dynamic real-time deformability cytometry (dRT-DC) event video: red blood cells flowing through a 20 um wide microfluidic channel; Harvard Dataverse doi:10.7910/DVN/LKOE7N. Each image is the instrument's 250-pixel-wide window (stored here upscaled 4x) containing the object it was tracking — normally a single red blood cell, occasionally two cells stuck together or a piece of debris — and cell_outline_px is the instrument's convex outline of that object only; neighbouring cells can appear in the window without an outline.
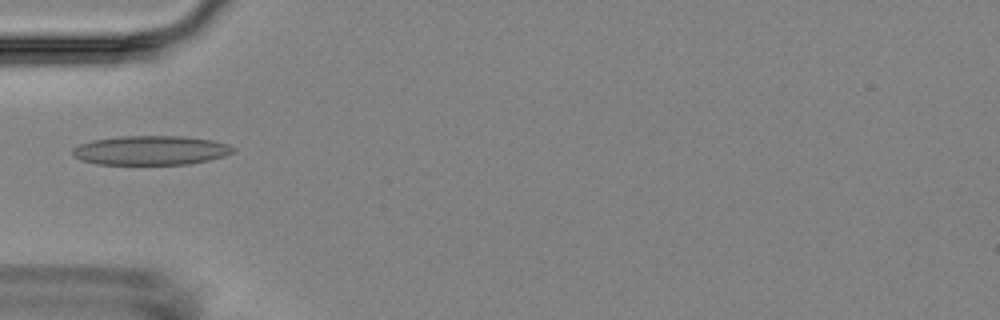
{"species": "Egyptian fruit bat (a non-hibernating species)", "species_latin": "Rousettus aegyptiacus", "temperature_condition": "room temperature", "stored_images_in_passage": 1, "camera_frame_rate_fps": 3000, "um_per_image_px": 0.085, "animal": {"sex": "female"}, "frame": {"image": 1, "passage_image": 1, "time_ms": 0.0, "image_size_px": [1000, 320], "cell_outline_px": [[236, 148], [232, 152], [224, 156], [208, 160], [188, 164], [96, 164], [80, 160], [72, 152], [72, 148], [80, 144], [92, 140], [120, 136], [184, 136], [212, 140], [228, 144]], "centroid_in_image_um": [12.81, 12.77], "position_along_channel_um": 72.2, "area_um2": 27.34}}